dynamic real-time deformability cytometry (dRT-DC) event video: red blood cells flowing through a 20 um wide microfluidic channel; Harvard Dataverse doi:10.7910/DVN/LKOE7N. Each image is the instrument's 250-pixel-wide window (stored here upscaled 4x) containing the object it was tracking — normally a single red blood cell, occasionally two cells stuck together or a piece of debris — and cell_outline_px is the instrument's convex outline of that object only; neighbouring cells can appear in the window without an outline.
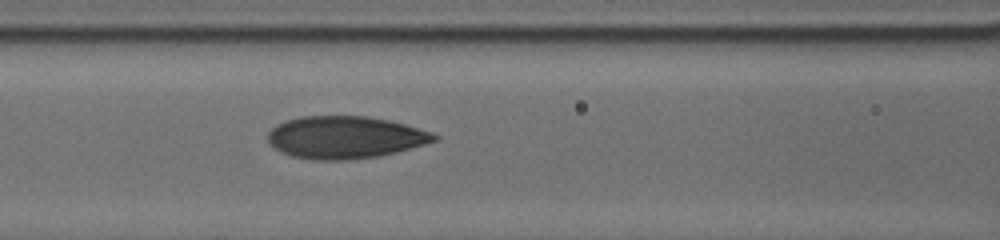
{"species": "human", "species_latin": "Homo sapiens", "temperature_condition": "cold", "stored_images_in_passage": 20, "camera_frame_rate_fps": 3000, "um_per_image_px": 0.085, "donor": {"sex": "male"}, "frame": {"image": 1, "passage_image": 20, "time_ms": 9.0, "image_size_px": [1000, 240], "cell_outline_px": [[440, 140], [396, 152], [380, 156], [348, 160], [316, 160], [292, 156], [280, 152], [268, 140], [268, 132], [276, 124], [284, 120], [300, 116], [368, 116], [388, 120], [404, 124], [432, 132], [440, 136]], "centroid_in_image_um": [29.34, 11.67], "position_along_channel_um": 137.3, "area_um2": 41.27}}